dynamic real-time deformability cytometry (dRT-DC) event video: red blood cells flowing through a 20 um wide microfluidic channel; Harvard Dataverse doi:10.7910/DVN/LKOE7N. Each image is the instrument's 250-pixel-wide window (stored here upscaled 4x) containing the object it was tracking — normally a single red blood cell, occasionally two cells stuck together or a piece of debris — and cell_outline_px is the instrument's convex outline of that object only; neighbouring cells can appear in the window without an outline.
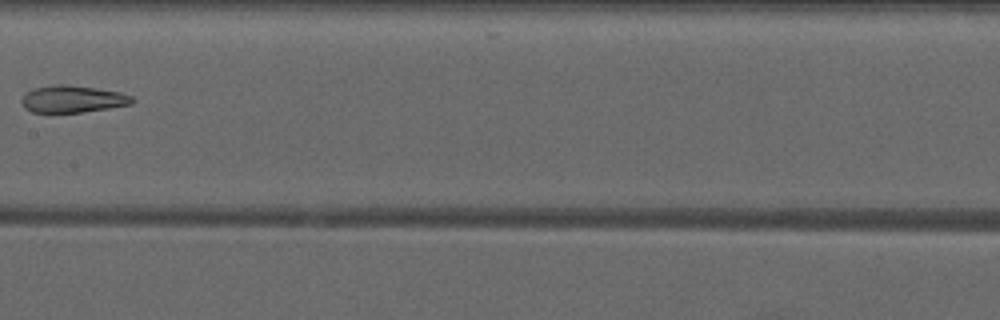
{"species": "common noctule bat (a hibernating species)", "species_latin": "Nyctalus noctula", "temperature_condition": "warm", "stored_images_in_passage": 7, "camera_frame_rate_fps": 3000, "um_per_image_px": 0.085, "animal": {"sex": "male", "forearm_length_mm": 52.5}, "frame": {"image": 1, "passage_image": 7, "time_ms": 8.667, "image_size_px": [1000, 320], "cell_outline_px": [[136, 100], [132, 104], [84, 112], [32, 112], [24, 108], [20, 100], [28, 92], [36, 88], [52, 84], [64, 84], [96, 88], [120, 92], [132, 96]], "centroid_in_image_um": [6.2, 8.42], "position_along_channel_um": 201.2, "area_um2": 17.4}}